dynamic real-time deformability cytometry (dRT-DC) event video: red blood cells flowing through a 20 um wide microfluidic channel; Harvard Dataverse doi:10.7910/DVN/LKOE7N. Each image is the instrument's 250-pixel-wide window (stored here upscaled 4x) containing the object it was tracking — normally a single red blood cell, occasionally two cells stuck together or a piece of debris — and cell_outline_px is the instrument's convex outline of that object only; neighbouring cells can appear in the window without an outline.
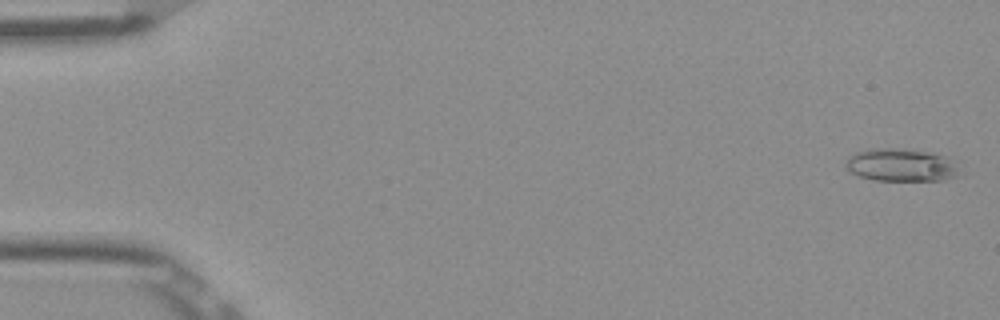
{"species": "Egyptian fruit bat (a non-hibernating species)", "species_latin": "Rousettus aegyptiacus", "temperature_condition": "room temperature", "stored_images_in_passage": 52, "camera_frame_rate_fps": 3000, "um_per_image_px": 0.085, "frame": {"image": 1, "passage_image": 1, "time_ms": 0.0, "image_size_px": [1000, 320], "cell_outline_px": [[956, 176], [944, 180], [872, 180], [848, 172], [848, 156], [856, 152], [868, 148], [896, 148], [928, 152], [944, 156], [956, 168]], "centroid_in_image_um": [76.5, 14.03], "position_along_channel_um": 8.5, "area_um2": 21.21}}
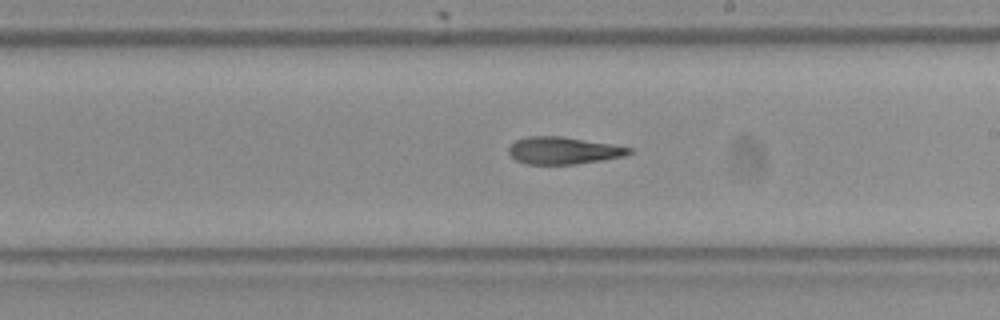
{"frame": {"image": 2, "passage_image": 30, "time_ms": 9.667, "image_size_px": [1000, 320], "cell_outline_px": [[636, 148], [632, 152], [624, 156], [576, 164], [528, 164], [516, 160], [508, 152], [508, 148], [516, 140], [524, 136], [564, 136]], "centroid_in_image_um": [47.91, 12.78], "position_along_channel_um": 241.1, "area_um2": 19.19}}
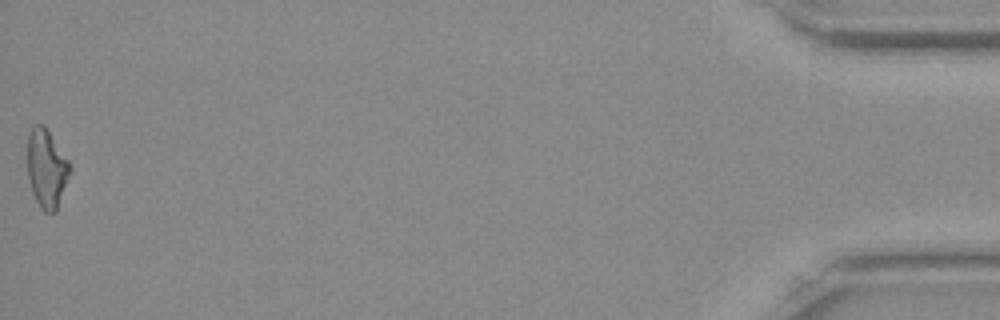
{"frame": {"image": 3, "passage_image": 52, "time_ms": 17.0, "image_size_px": [1000, 320], "cell_outline_px": [[72, 172], [56, 212], [44, 212], [40, 208], [32, 192], [28, 180], [28, 132], [36, 124], [44, 124], [72, 164]], "centroid_in_image_um": [4.0, 14.33], "position_along_channel_um": 431.2, "area_um2": 19.88}, "authors_computed_cell_mechanics": {"area_um2": 19.9121, "velocity_mm_per_s": 3.915, "shape_relaxation_time_tau1_ms": null, "shape_relaxation_time_tau2_ms": 9.135, "deformation_change_tau1": null, "deformation_change_tau2": 0.2393}}